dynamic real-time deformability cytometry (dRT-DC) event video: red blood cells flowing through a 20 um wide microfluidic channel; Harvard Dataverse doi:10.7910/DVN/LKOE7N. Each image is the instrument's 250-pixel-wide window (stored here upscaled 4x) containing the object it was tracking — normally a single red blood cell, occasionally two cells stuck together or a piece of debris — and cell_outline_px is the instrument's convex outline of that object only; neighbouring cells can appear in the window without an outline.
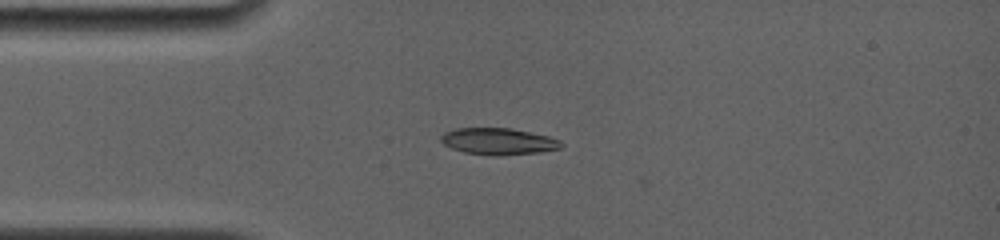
{"species": "common noctule bat (a hibernating species)", "species_latin": "Nyctalus noctula", "temperature_condition": "room temperature", "stored_images_in_passage": 59, "camera_frame_rate_fps": 4000, "um_per_image_px": 0.085, "animal": {"sex": "female", "body_mass_g": 19.0, "forearm_length_mm": 56.7}, "frame": {"image": 1, "passage_image": 2, "time_ms": 0.25, "image_size_px": [1000, 240], "cell_outline_px": [[564, 144], [560, 148], [540, 152], [496, 156], [492, 156], [464, 152], [452, 148], [444, 144], [440, 140], [440, 136], [444, 132], [456, 128], [512, 128], [548, 136], [560, 140]], "centroid_in_image_um": [42.35, 12.01], "position_along_channel_um": 42.6, "area_um2": 18.73}}
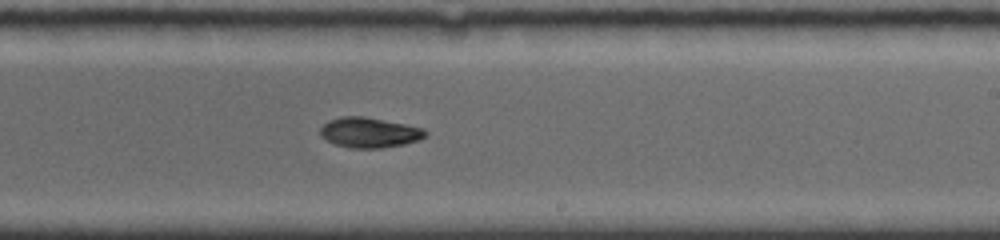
{"frame": {"image": 2, "passage_image": 23, "time_ms": 6.25, "image_size_px": [1000, 240], "cell_outline_px": [[428, 132], [420, 140], [404, 144], [380, 148], [348, 148], [336, 144], [320, 136], [320, 128], [328, 120], [340, 116], [364, 116], [424, 128]], "centroid_in_image_um": [31.38, 11.26], "position_along_channel_um": 257.6, "area_um2": 18.5}}
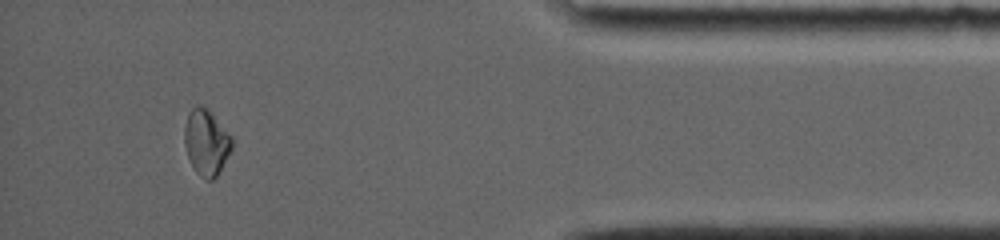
{"frame": {"image": 3, "passage_image": 51, "time_ms": 11.25, "image_size_px": [1000, 240], "cell_outline_px": [[232, 148], [216, 176], [212, 180], [208, 180], [200, 176], [196, 172], [188, 156], [184, 144], [184, 128], [188, 112], [192, 108], [208, 108], [232, 136]], "centroid_in_image_um": [17.53, 12.09], "position_along_channel_um": 417.7, "area_um2": 17.92}, "authors_computed_cell_mechanics": {"area_um2": 18.3804, "velocity_mm_per_s": 3.8275, "shape_relaxation_time_tau1_ms": 6.8797, "shape_relaxation_time_tau2_ms": null, "deformation_change_tau1": 0.1799, "deformation_change_tau2": null}}